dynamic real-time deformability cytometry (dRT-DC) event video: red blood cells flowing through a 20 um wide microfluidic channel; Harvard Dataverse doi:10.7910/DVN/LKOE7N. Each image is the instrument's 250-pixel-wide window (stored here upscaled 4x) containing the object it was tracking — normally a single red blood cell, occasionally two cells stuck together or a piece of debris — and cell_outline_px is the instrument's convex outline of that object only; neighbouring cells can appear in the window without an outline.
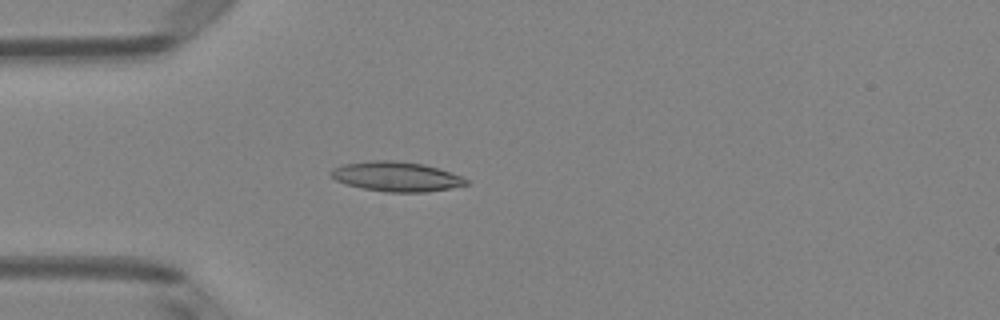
{"species": "Egyptian fruit bat (a non-hibernating species)", "species_latin": "Rousettus aegyptiacus", "temperature_condition": "room temperature", "stored_images_in_passage": 44, "camera_frame_rate_fps": 3000, "um_per_image_px": 0.085, "animal": {"sex": "female"}, "frame": {"image": 1, "passage_image": 12, "time_ms": 3.667, "image_size_px": [1000, 320], "cell_outline_px": [[468, 184], [448, 188], [424, 192], [388, 192], [364, 188], [344, 184], [336, 180], [328, 172], [332, 168], [344, 164], [372, 160], [396, 160], [424, 164], [440, 168], [460, 176], [468, 180]], "centroid_in_image_um": [33.66, 14.99], "position_along_channel_um": 51.3, "area_um2": 23.35}}
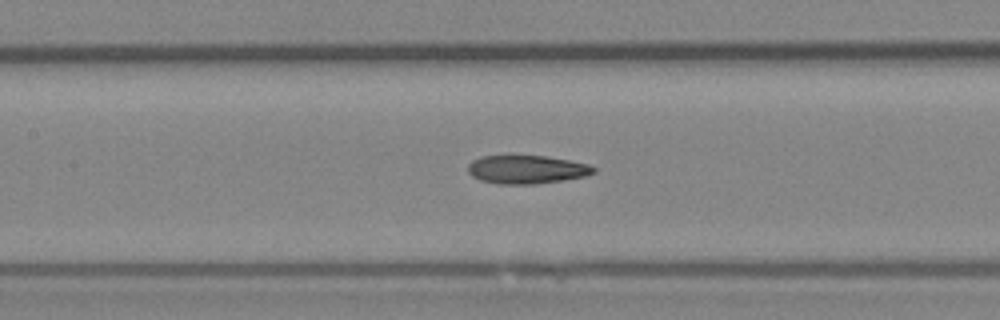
{"frame": {"image": 2, "passage_image": 21, "time_ms": 6.667, "image_size_px": [1000, 320], "cell_outline_px": [[596, 172], [588, 176], [564, 180], [536, 184], [496, 184], [480, 180], [472, 176], [468, 172], [468, 164], [472, 160], [480, 156], [512, 152], [544, 156], [568, 160], [588, 164], [596, 168]], "centroid_in_image_um": [44.72, 14.36], "position_along_channel_um": 162.7, "area_um2": 21.85}}
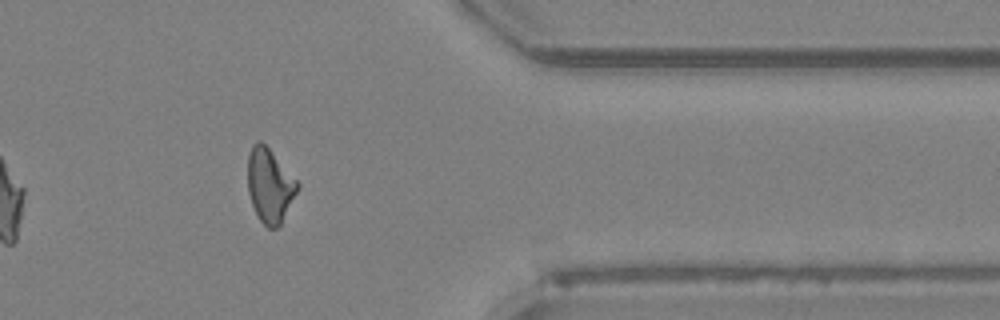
{"frame": {"image": 3, "passage_image": 39, "time_ms": 12.667, "image_size_px": [1000, 320], "cell_outline_px": [[300, 188], [280, 224], [276, 228], [268, 228], [260, 220], [252, 204], [248, 192], [248, 156], [252, 144], [256, 140], [260, 140], [268, 148], [300, 184]], "centroid_in_image_um": [22.93, 15.76], "position_along_channel_um": 388.5, "area_um2": 21.21}, "authors_computed_cell_mechanics": {"area_um2": 21.8773, "velocity_mm_per_s": 4.0505, "shape_relaxation_time_tau1_ms": null, "shape_relaxation_time_tau2_ms": 3.8, "deformation_change_tau1": null, "deformation_change_tau2": 0.12}}